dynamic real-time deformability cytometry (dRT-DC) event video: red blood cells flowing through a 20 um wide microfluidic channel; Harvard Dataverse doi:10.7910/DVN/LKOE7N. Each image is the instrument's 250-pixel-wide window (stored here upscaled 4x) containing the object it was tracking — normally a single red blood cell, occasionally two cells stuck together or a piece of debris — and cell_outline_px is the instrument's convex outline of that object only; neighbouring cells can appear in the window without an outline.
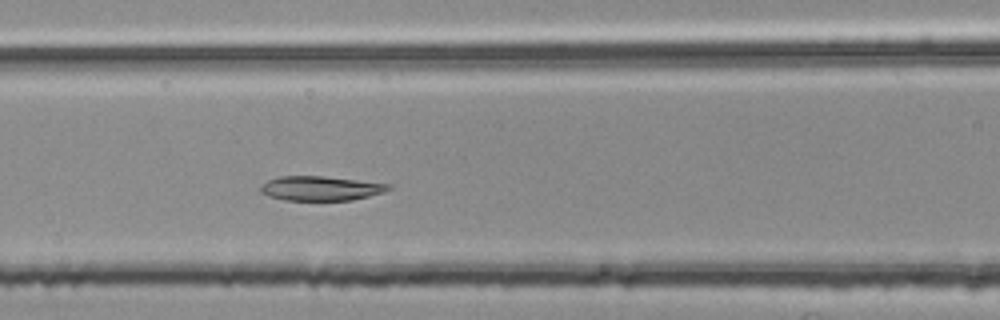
{"species": "common noctule bat (a hibernating species)", "species_latin": "Nyctalus noctula", "temperature_condition": "room temperature", "stored_images_in_passage": 43, "camera_frame_rate_fps": 3000, "um_per_image_px": 0.085, "animal": {"sex": "female", "body_mass_g": 25.1}, "frame": {"image": 1, "passage_image": 16, "time_ms": 5.0, "image_size_px": [1000, 320], "cell_outline_px": [[392, 188], [384, 192], [352, 200], [284, 200], [268, 196], [260, 192], [260, 184], [268, 180], [280, 176], [324, 176], [392, 184]], "centroid_in_image_um": [27.25, 16.0], "position_along_channel_um": 139.4, "area_um2": 18.32}}
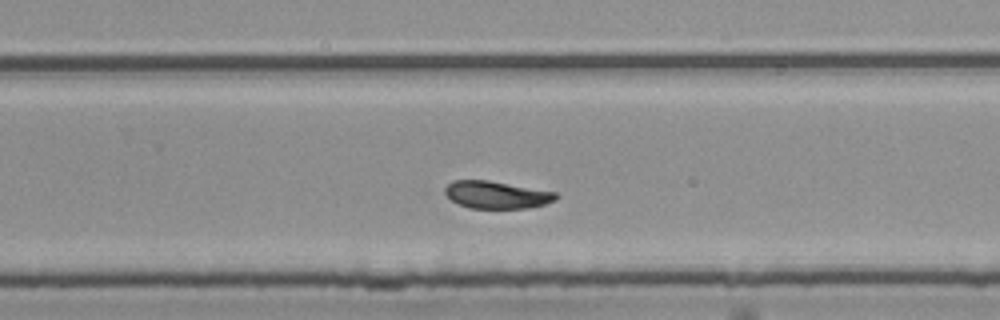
{"frame": {"image": 2, "passage_image": 28, "time_ms": 9.0, "image_size_px": [1000, 320], "cell_outline_px": [[560, 196], [556, 200], [544, 204], [528, 208], [468, 208], [452, 200], [444, 192], [444, 188], [452, 180], [488, 180], [556, 192]], "centroid_in_image_um": [42.22, 16.55], "position_along_channel_um": 287.6, "area_um2": 17.69}}
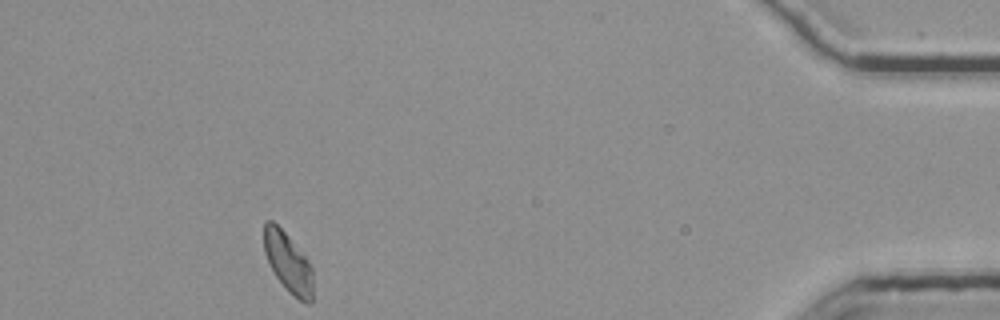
{"frame": {"image": 3, "passage_image": 43, "time_ms": 14.0, "image_size_px": [1000, 320], "cell_outline_px": [[312, 304], [304, 304], [292, 296], [288, 292], [276, 276], [264, 252], [264, 224], [268, 220], [272, 220], [284, 232], [308, 260], [312, 268]], "centroid_in_image_um": [24.5, 22.37], "position_along_channel_um": 410.7, "area_um2": 16.94}, "authors_computed_cell_mechanics": {"area_um2": 18.6116, "velocity_mm_per_s": 3.7182, "shape_relaxation_time_tau1_ms": 6.7424, "shape_relaxation_time_tau2_ms": null, "deformation_change_tau1": 0.1485, "deformation_change_tau2": null}}